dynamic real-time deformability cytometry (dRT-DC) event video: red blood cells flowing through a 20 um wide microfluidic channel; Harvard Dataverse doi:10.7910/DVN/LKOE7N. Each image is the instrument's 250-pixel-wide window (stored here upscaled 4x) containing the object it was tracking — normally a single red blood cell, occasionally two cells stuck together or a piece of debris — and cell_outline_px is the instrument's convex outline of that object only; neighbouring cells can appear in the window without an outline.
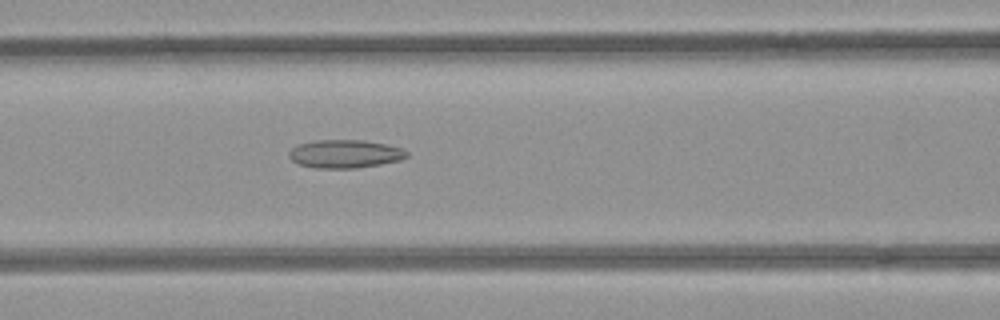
{"species": "common noctule bat (a hibernating species)", "species_latin": "Nyctalus noctula", "temperature_condition": "room temperature", "stored_images_in_passage": 52, "camera_frame_rate_fps": 3000, "um_per_image_px": 0.085, "animal": {"sex": "female", "body_mass_g": 21.9}, "frame": {"image": 1, "passage_image": 22, "time_ms": 7.0, "image_size_px": [1000, 320], "cell_outline_px": [[408, 156], [400, 160], [380, 164], [356, 168], [312, 168], [296, 164], [288, 156], [288, 152], [296, 144], [316, 140], [364, 140], [384, 144], [400, 148], [408, 152]], "centroid_in_image_um": [29.26, 13.08], "position_along_channel_um": 137.3, "area_um2": 19.48}}
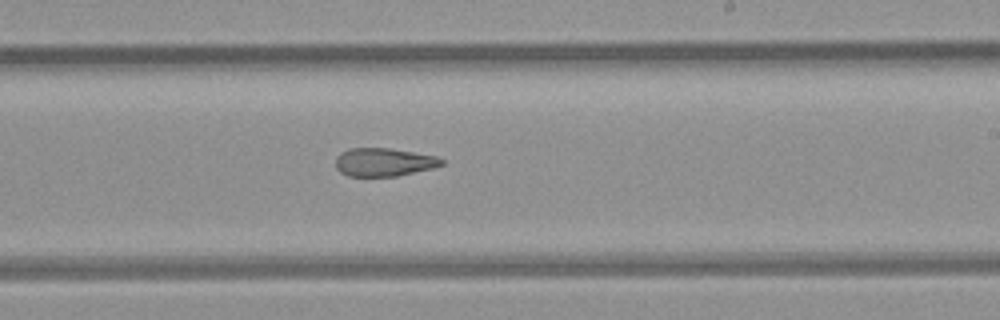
{"frame": {"image": 2, "passage_image": 31, "time_ms": 10.0, "image_size_px": [1000, 320], "cell_outline_px": [[444, 164], [432, 168], [396, 176], [348, 176], [340, 172], [336, 168], [336, 156], [340, 152], [348, 148], [388, 148], [436, 156], [444, 160]], "centroid_in_image_um": [32.59, 13.78], "position_along_channel_um": 256.4, "area_um2": 17.4}}
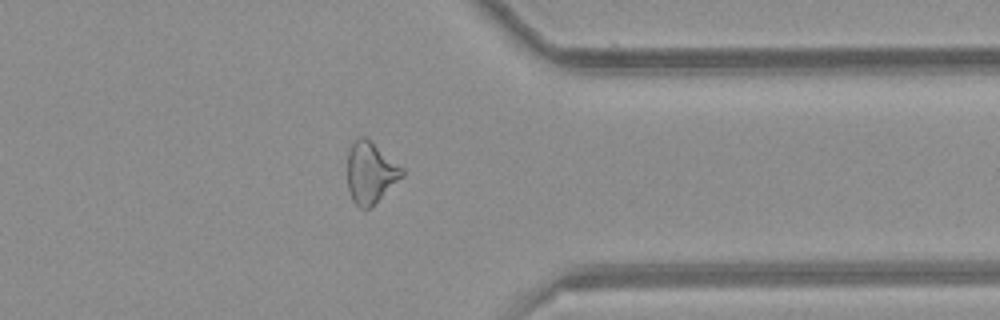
{"frame": {"image": 3, "passage_image": 41, "time_ms": 13.333, "image_size_px": [1000, 320], "cell_outline_px": [[404, 176], [368, 208], [360, 208], [352, 200], [348, 188], [348, 152], [352, 144], [360, 136], [364, 136], [404, 168]], "centroid_in_image_um": [31.49, 14.67], "position_along_channel_um": 379.9, "area_um2": 19.13}, "authors_computed_cell_mechanics": {"area_um2": 20.8947, "velocity_mm_per_s": 3.9801, "shape_relaxation_time_tau1_ms": null, "shape_relaxation_time_tau2_ms": 4.7998, "deformation_change_tau1": null, "deformation_change_tau2": 0.1494}}